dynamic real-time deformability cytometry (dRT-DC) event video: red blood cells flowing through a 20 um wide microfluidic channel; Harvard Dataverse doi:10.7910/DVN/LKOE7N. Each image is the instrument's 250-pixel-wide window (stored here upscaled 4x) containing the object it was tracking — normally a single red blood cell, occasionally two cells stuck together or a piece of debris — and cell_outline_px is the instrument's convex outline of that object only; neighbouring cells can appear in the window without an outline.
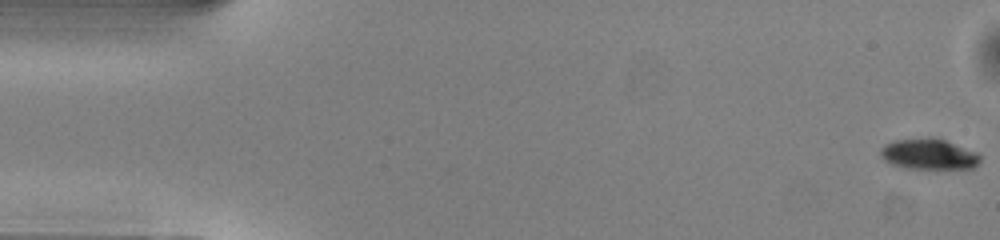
{"species": "common noctule bat (a hibernating species)", "species_latin": "Nyctalus noctula", "temperature_condition": "warm", "stored_images_in_passage": 51, "camera_frame_rate_fps": 3000, "um_per_image_px": 0.085, "animal": {"sex": "male", "body_mass_g": 13.0, "forearm_length_mm": 53.1}, "frame": {"image": 1, "passage_image": 1, "time_ms": 0.0, "image_size_px": [1000, 240], "cell_outline_px": [[980, 160], [972, 168], [904, 168], [892, 164], [884, 160], [880, 156], [880, 148], [884, 144], [896, 140], [928, 136], [932, 136], [944, 140], [976, 152], [980, 156]], "centroid_in_image_um": [78.89, 13.08], "position_along_channel_um": 6.1, "area_um2": 17.8}}
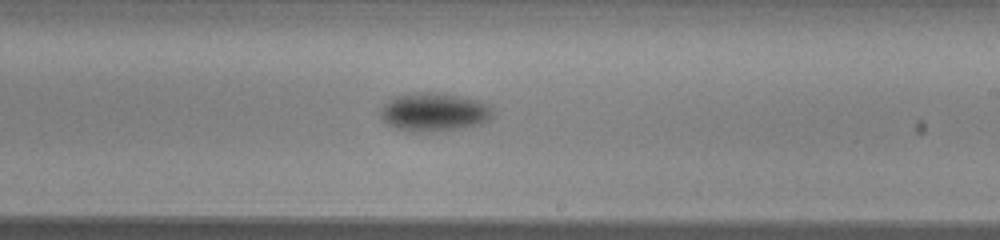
{"frame": {"image": 2, "passage_image": 30, "time_ms": 9.667, "image_size_px": [1000, 240], "cell_outline_px": [[492, 116], [488, 120], [476, 124], [456, 128], [420, 132], [412, 132], [396, 128], [388, 124], [380, 116], [380, 112], [384, 104], [388, 100], [396, 96], [416, 92], [440, 92], [476, 100], [492, 104]], "centroid_in_image_um": [36.87, 9.5], "position_along_channel_um": 252.1, "area_um2": 24.85}}
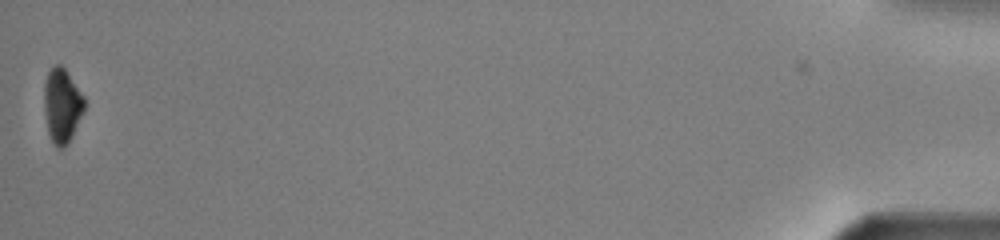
{"frame": {"image": 3, "passage_image": 51, "time_ms": 16.667, "image_size_px": [1000, 240], "cell_outline_px": [[84, 112], [68, 144], [64, 148], [56, 148], [48, 132], [44, 112], [44, 84], [48, 72], [56, 64], [60, 64], [64, 68], [84, 96]], "centroid_in_image_um": [5.27, 8.99], "position_along_channel_um": 429.9, "area_um2": 17.4}, "authors_computed_cell_mechanics": {"area_um2": 21.0392, "velocity_mm_per_s": 4.0366, "shape_relaxation_time_tau1_ms": 2.3538, "shape_relaxation_time_tau2_ms": null, "deformation_change_tau1": 0.1117, "deformation_change_tau2": null}}